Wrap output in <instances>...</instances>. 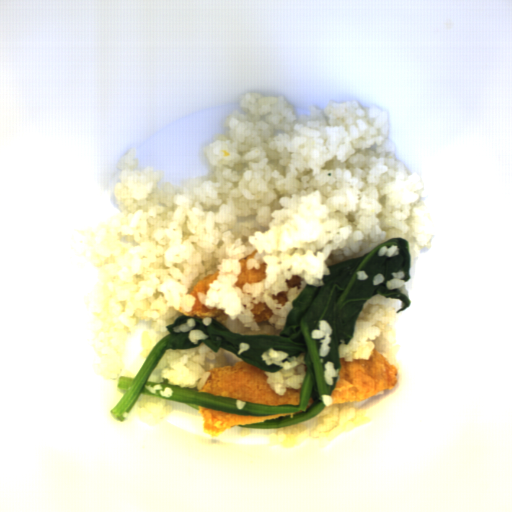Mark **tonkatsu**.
<instances>
[{
  "label": "tonkatsu",
  "instance_id": "obj_7",
  "mask_svg": "<svg viewBox=\"0 0 512 512\" xmlns=\"http://www.w3.org/2000/svg\"><path fill=\"white\" fill-rule=\"evenodd\" d=\"M304 279L301 278L299 275L297 274H294L292 275V277L290 279H287L286 278V284L288 286V288H293V287H296L300 290L301 289V286H300V283L303 281Z\"/></svg>",
  "mask_w": 512,
  "mask_h": 512
},
{
  "label": "tonkatsu",
  "instance_id": "obj_8",
  "mask_svg": "<svg viewBox=\"0 0 512 512\" xmlns=\"http://www.w3.org/2000/svg\"><path fill=\"white\" fill-rule=\"evenodd\" d=\"M272 300H278L277 304H282V306L286 305V302H288L287 292L280 291L275 296L274 294L271 296Z\"/></svg>",
  "mask_w": 512,
  "mask_h": 512
},
{
  "label": "tonkatsu",
  "instance_id": "obj_4",
  "mask_svg": "<svg viewBox=\"0 0 512 512\" xmlns=\"http://www.w3.org/2000/svg\"><path fill=\"white\" fill-rule=\"evenodd\" d=\"M218 275L219 271H217L213 275H207L202 280H199L197 283H195L192 290L189 291V295H193L195 297V303L192 310L189 312H185L180 306L178 312L183 313L184 315H186V317L198 316L201 318H214V320L217 321L218 323L225 325L228 319V315L224 313V310L217 309V306H214L213 308H208L204 303H201L199 301L197 295V292H203L204 294L207 295V291L211 289L208 283H213V281H216Z\"/></svg>",
  "mask_w": 512,
  "mask_h": 512
},
{
  "label": "tonkatsu",
  "instance_id": "obj_3",
  "mask_svg": "<svg viewBox=\"0 0 512 512\" xmlns=\"http://www.w3.org/2000/svg\"><path fill=\"white\" fill-rule=\"evenodd\" d=\"M198 414L203 418L202 432L209 434L210 437H218L225 430L231 429L235 425H249L252 423L264 422L266 419H278L281 416L289 415L294 418L292 413H277L266 416L239 415L235 413H225L222 410H213L208 407L198 405Z\"/></svg>",
  "mask_w": 512,
  "mask_h": 512
},
{
  "label": "tonkatsu",
  "instance_id": "obj_6",
  "mask_svg": "<svg viewBox=\"0 0 512 512\" xmlns=\"http://www.w3.org/2000/svg\"><path fill=\"white\" fill-rule=\"evenodd\" d=\"M253 313L254 322H261L264 319H270L271 316L275 315L274 312L266 305V302L261 301L258 304H254V308L250 310Z\"/></svg>",
  "mask_w": 512,
  "mask_h": 512
},
{
  "label": "tonkatsu",
  "instance_id": "obj_5",
  "mask_svg": "<svg viewBox=\"0 0 512 512\" xmlns=\"http://www.w3.org/2000/svg\"><path fill=\"white\" fill-rule=\"evenodd\" d=\"M256 252H258V250L254 249L250 255L238 260V264H240V273L236 277L238 281L235 282V287L243 289L246 282L250 285L251 283H260L263 279L268 277L267 274H265V266L267 265L265 262L261 264L260 269H256L254 267H252L251 270L247 269L248 258H254V254Z\"/></svg>",
  "mask_w": 512,
  "mask_h": 512
},
{
  "label": "tonkatsu",
  "instance_id": "obj_2",
  "mask_svg": "<svg viewBox=\"0 0 512 512\" xmlns=\"http://www.w3.org/2000/svg\"><path fill=\"white\" fill-rule=\"evenodd\" d=\"M340 358L339 379L331 392L332 404L362 402L382 390L395 389L398 384V367L392 365L375 348L369 359Z\"/></svg>",
  "mask_w": 512,
  "mask_h": 512
},
{
  "label": "tonkatsu",
  "instance_id": "obj_1",
  "mask_svg": "<svg viewBox=\"0 0 512 512\" xmlns=\"http://www.w3.org/2000/svg\"><path fill=\"white\" fill-rule=\"evenodd\" d=\"M210 376L198 392H209L214 396L238 399L244 402L279 406L300 405L301 389L286 387L284 395L275 392L267 383L268 376L257 366L245 361L208 369Z\"/></svg>",
  "mask_w": 512,
  "mask_h": 512
}]
</instances>
